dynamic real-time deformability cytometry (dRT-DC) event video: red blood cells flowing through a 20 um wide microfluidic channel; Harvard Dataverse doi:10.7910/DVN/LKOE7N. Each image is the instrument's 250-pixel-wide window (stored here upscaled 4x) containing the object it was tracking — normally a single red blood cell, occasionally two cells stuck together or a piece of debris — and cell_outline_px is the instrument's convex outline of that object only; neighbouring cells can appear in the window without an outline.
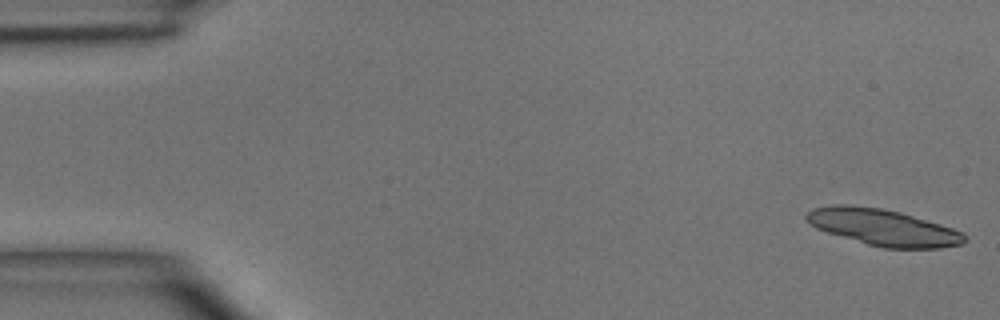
{"species": "common noctule bat (a hibernating species)", "species_latin": "Nyctalus noctula", "temperature_condition": "room temperature", "stored_images_in_passage": 7, "camera_frame_rate_fps": 3000, "um_per_image_px": 0.085, "animal": {"sex": "male", "body_mass_g": 15.6}, "frame": {"image": 1, "passage_image": 1, "time_ms": 0.0, "image_size_px": [1000, 320], "cell_outline_px": [[968, 240], [964, 244], [940, 248], [884, 248], [868, 244], [828, 232], [816, 228], [804, 216], [812, 208], [832, 204], [848, 204], [880, 208], [900, 212], [940, 224], [964, 232]], "centroid_in_image_um": [75.1, 19.32], "position_along_channel_um": 9.9, "area_um2": 33.47}}